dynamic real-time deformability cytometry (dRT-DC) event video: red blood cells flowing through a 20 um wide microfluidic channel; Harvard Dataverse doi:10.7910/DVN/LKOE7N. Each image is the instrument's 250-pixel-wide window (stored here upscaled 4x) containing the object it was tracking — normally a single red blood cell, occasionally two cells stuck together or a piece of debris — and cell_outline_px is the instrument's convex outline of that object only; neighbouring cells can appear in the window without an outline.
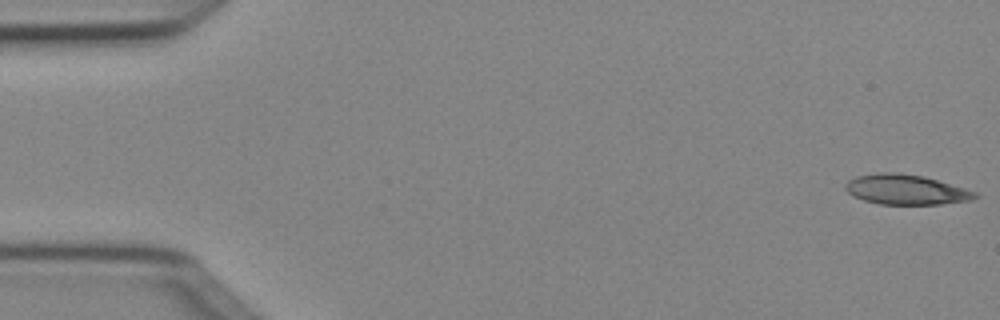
{"species": "Egyptian fruit bat (a non-hibernating species)", "species_latin": "Rousettus aegyptiacus", "temperature_condition": "cold", "stored_images_in_passage": 7, "camera_frame_rate_fps": 3000, "um_per_image_px": 0.085, "animal": {"sex": "female"}, "frame": {"image": 1, "passage_image": 1, "time_ms": 0.0, "image_size_px": [1000, 320], "cell_outline_px": [[980, 196], [972, 200], [940, 204], [880, 204], [864, 200], [852, 196], [844, 188], [844, 184], [848, 180], [856, 176], [880, 172], [896, 172], [924, 176], [964, 188], [976, 192]], "centroid_in_image_um": [76.98, 16.11], "position_along_channel_um": 8.0, "area_um2": 22.72}}
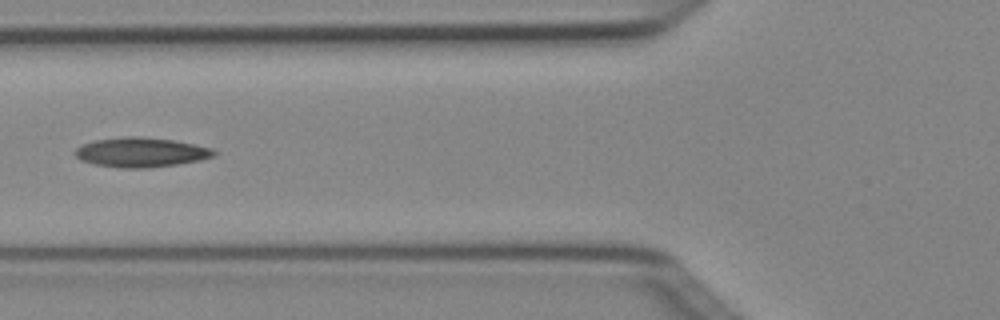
{"frame": {"image": 2, "passage_image": 6, "time_ms": 1.667, "image_size_px": [1000, 320], "cell_outline_px": [[216, 152], [212, 156], [200, 160], [176, 164], [148, 168], [120, 168], [92, 164], [80, 160], [72, 152], [76, 148], [84, 144], [96, 140], [128, 136], [140, 136], [172, 140], [212, 148]], "centroid_in_image_um": [11.93, 12.95], "position_along_channel_um": 113.9, "area_um2": 23.81}}
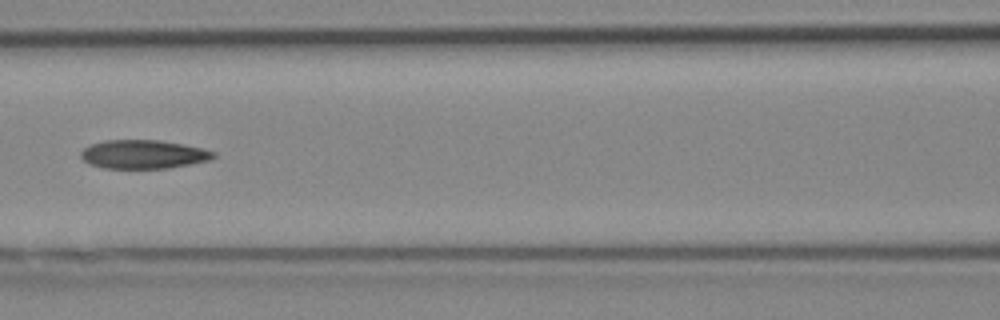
{"frame": {"image": 3, "passage_image": 7, "time_ms": 2.0, "image_size_px": [1000, 320], "cell_outline_px": [[216, 156], [208, 160], [168, 168], [104, 168], [88, 164], [80, 156], [80, 152], [84, 148], [92, 144], [104, 140], [160, 140], [200, 148], [216, 152]], "centroid_in_image_um": [12.14, 13.11], "position_along_channel_um": 154.5, "area_um2": 21.96}}